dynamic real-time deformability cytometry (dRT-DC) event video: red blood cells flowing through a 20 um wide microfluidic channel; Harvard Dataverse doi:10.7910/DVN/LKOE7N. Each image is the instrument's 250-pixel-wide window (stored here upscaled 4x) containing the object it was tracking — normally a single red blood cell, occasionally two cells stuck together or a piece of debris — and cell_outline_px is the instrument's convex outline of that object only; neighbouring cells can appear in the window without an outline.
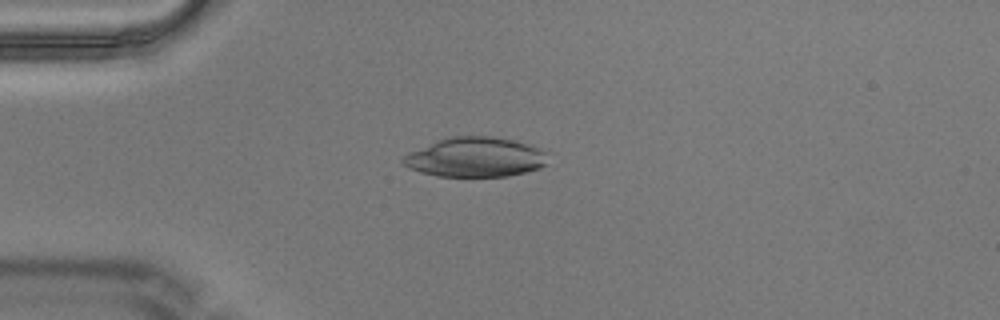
{"species": "Egyptian fruit bat (a non-hibernating species)", "species_latin": "Rousettus aegyptiacus", "temperature_condition": "warm", "stored_images_in_passage": 7, "camera_frame_rate_fps": 3000, "um_per_image_px": 0.085, "animal": {"sex": "male"}, "frame": {"image": 1, "passage_image": 4, "time_ms": 1.0, "image_size_px": [1000, 320], "cell_outline_px": [[548, 164], [540, 168], [508, 176], [436, 176], [420, 172], [408, 168], [400, 164], [400, 160], [408, 152], [436, 140], [452, 136], [492, 136], [512, 140], [528, 144], [540, 148], [544, 152]], "centroid_in_image_um": [40.35, 13.36], "position_along_channel_um": 44.6, "area_um2": 33.64}}